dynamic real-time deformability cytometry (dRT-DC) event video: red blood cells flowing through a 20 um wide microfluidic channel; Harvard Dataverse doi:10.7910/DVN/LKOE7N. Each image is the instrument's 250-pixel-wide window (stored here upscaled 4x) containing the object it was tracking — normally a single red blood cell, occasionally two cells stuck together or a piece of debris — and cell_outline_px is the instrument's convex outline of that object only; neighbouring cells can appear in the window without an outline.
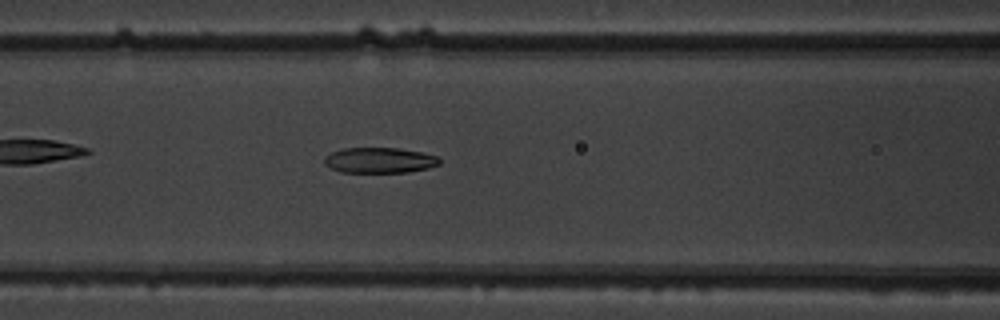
{"species": "common noctule bat (a hibernating species)", "species_latin": "Nyctalus noctula", "temperature_condition": "warm", "stored_images_in_passage": 35, "camera_frame_rate_fps": 3000, "um_per_image_px": 0.085, "animal": {"sex": "male", "body_mass_g": 19.5, "forearm_length_mm": 54.6}, "frame": {"image": 1, "passage_image": 10, "time_ms": 3.0, "image_size_px": [1000, 320], "cell_outline_px": [[440, 164], [428, 168], [408, 172], [340, 172], [324, 164], [324, 156], [332, 152], [344, 148], [396, 148], [420, 152], [436, 156], [440, 160]], "centroid_in_image_um": [32.24, 13.62], "position_along_channel_um": 134.4, "area_um2": 16.99}}
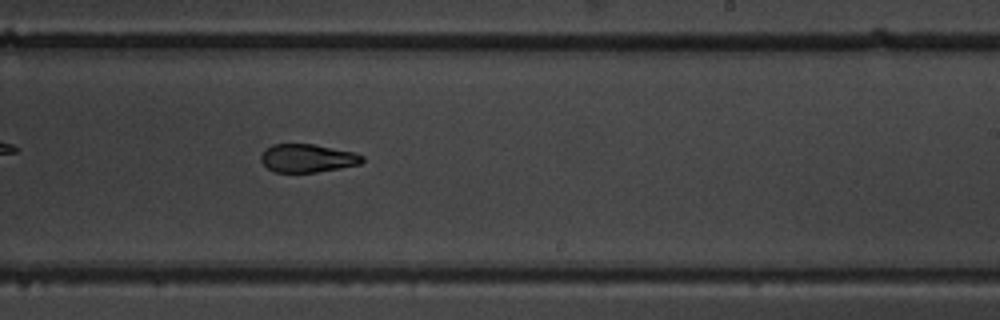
{"frame": {"image": 2, "passage_image": 20, "time_ms": 6.333, "image_size_px": [1000, 320], "cell_outline_px": [[364, 160], [360, 164], [340, 168], [316, 172], [272, 172], [260, 160], [260, 156], [272, 144], [312, 144], [356, 152], [364, 156]], "centroid_in_image_um": [26.16, 13.45], "position_along_channel_um": 262.8, "area_um2": 16.65}}
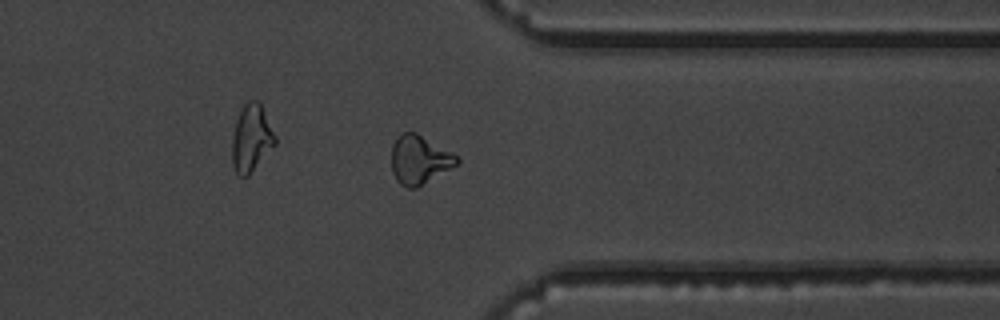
{"frame": {"image": 3, "passage_image": 29, "time_ms": 9.333, "image_size_px": [1000, 320], "cell_outline_px": [[460, 160], [456, 164], [416, 188], [408, 188], [400, 184], [396, 180], [392, 172], [392, 144], [396, 136], [400, 132], [416, 132], [460, 156]], "centroid_in_image_um": [35.62, 13.54], "position_along_channel_um": 375.8, "area_um2": 18.55}}